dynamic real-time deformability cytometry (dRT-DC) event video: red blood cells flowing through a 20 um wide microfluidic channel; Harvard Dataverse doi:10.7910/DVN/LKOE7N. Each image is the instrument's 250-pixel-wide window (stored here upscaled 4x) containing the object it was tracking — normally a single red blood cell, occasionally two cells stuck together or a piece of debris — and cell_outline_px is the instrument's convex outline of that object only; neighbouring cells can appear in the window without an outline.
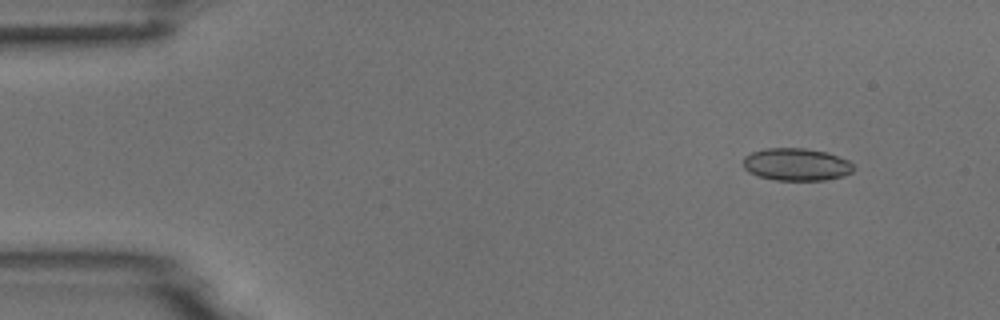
{"species": "common noctule bat (a hibernating species)", "species_latin": "Nyctalus noctula", "temperature_condition": "room temperature", "stored_images_in_passage": 4, "camera_frame_rate_fps": 3000, "um_per_image_px": 0.085, "animal": {"sex": "male", "body_mass_g": 18.8}, "frame": {"image": 1, "passage_image": 2, "time_ms": 1.0, "image_size_px": [1000, 320], "cell_outline_px": [[856, 168], [852, 172], [844, 176], [824, 180], [776, 180], [760, 176], [748, 172], [744, 168], [744, 156], [752, 152], [764, 148], [804, 148], [828, 152], [848, 160]], "centroid_in_image_um": [67.71, 13.97], "position_along_channel_um": 17.3, "area_um2": 20.98}}
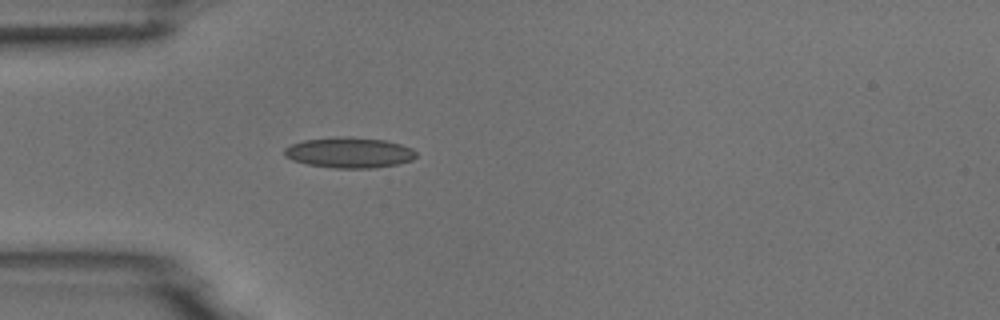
{"frame": {"image": 2, "passage_image": 4, "time_ms": 4.333, "image_size_px": [1000, 320], "cell_outline_px": [[416, 156], [412, 160], [396, 164], [372, 168], [336, 168], [308, 164], [292, 160], [284, 156], [284, 148], [292, 144], [304, 140], [336, 136], [348, 136], [384, 140], [400, 144], [412, 148], [416, 152]], "centroid_in_image_um": [29.67, 12.96], "position_along_channel_um": 55.3, "area_um2": 23.47}}